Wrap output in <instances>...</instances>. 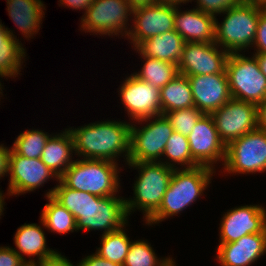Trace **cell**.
Segmentation results:
<instances>
[{
  "instance_id": "cell-46",
  "label": "cell",
  "mask_w": 266,
  "mask_h": 266,
  "mask_svg": "<svg viewBox=\"0 0 266 266\" xmlns=\"http://www.w3.org/2000/svg\"><path fill=\"white\" fill-rule=\"evenodd\" d=\"M243 1L261 8H264L266 6V0H243Z\"/></svg>"
},
{
  "instance_id": "cell-33",
  "label": "cell",
  "mask_w": 266,
  "mask_h": 266,
  "mask_svg": "<svg viewBox=\"0 0 266 266\" xmlns=\"http://www.w3.org/2000/svg\"><path fill=\"white\" fill-rule=\"evenodd\" d=\"M163 115L167 118L174 131L188 137L203 113L194 106L173 110Z\"/></svg>"
},
{
  "instance_id": "cell-14",
  "label": "cell",
  "mask_w": 266,
  "mask_h": 266,
  "mask_svg": "<svg viewBox=\"0 0 266 266\" xmlns=\"http://www.w3.org/2000/svg\"><path fill=\"white\" fill-rule=\"evenodd\" d=\"M187 138L192 158L199 166L217 172L222 169L226 159V145L219 137L211 114H203Z\"/></svg>"
},
{
  "instance_id": "cell-40",
  "label": "cell",
  "mask_w": 266,
  "mask_h": 266,
  "mask_svg": "<svg viewBox=\"0 0 266 266\" xmlns=\"http://www.w3.org/2000/svg\"><path fill=\"white\" fill-rule=\"evenodd\" d=\"M94 1L95 0H58V7L69 8V10L72 9V11L75 10L76 12L77 10L79 12L82 11L83 15Z\"/></svg>"
},
{
  "instance_id": "cell-39",
  "label": "cell",
  "mask_w": 266,
  "mask_h": 266,
  "mask_svg": "<svg viewBox=\"0 0 266 266\" xmlns=\"http://www.w3.org/2000/svg\"><path fill=\"white\" fill-rule=\"evenodd\" d=\"M0 142V181L8 177L9 173V158L11 154V145Z\"/></svg>"
},
{
  "instance_id": "cell-22",
  "label": "cell",
  "mask_w": 266,
  "mask_h": 266,
  "mask_svg": "<svg viewBox=\"0 0 266 266\" xmlns=\"http://www.w3.org/2000/svg\"><path fill=\"white\" fill-rule=\"evenodd\" d=\"M6 11L9 20H12L18 35H22L19 41L24 37L31 41L35 36L40 35V28L46 15V4L43 0H5ZM43 21V22H42Z\"/></svg>"
},
{
  "instance_id": "cell-28",
  "label": "cell",
  "mask_w": 266,
  "mask_h": 266,
  "mask_svg": "<svg viewBox=\"0 0 266 266\" xmlns=\"http://www.w3.org/2000/svg\"><path fill=\"white\" fill-rule=\"evenodd\" d=\"M161 112L194 107L191 86L187 76L179 74L160 89Z\"/></svg>"
},
{
  "instance_id": "cell-47",
  "label": "cell",
  "mask_w": 266,
  "mask_h": 266,
  "mask_svg": "<svg viewBox=\"0 0 266 266\" xmlns=\"http://www.w3.org/2000/svg\"><path fill=\"white\" fill-rule=\"evenodd\" d=\"M3 82V83H2ZM3 90H6L5 88H4V80L0 77V103L2 104V102L4 101V96H6L7 94H3L4 93V91ZM4 95V96H3ZM3 101H2V100ZM0 104V105H1Z\"/></svg>"
},
{
  "instance_id": "cell-2",
  "label": "cell",
  "mask_w": 266,
  "mask_h": 266,
  "mask_svg": "<svg viewBox=\"0 0 266 266\" xmlns=\"http://www.w3.org/2000/svg\"><path fill=\"white\" fill-rule=\"evenodd\" d=\"M109 118L67 128L73 136L77 158L107 160L124 167L130 154L131 122L121 117Z\"/></svg>"
},
{
  "instance_id": "cell-36",
  "label": "cell",
  "mask_w": 266,
  "mask_h": 266,
  "mask_svg": "<svg viewBox=\"0 0 266 266\" xmlns=\"http://www.w3.org/2000/svg\"><path fill=\"white\" fill-rule=\"evenodd\" d=\"M28 264L10 245H0V266H25Z\"/></svg>"
},
{
  "instance_id": "cell-17",
  "label": "cell",
  "mask_w": 266,
  "mask_h": 266,
  "mask_svg": "<svg viewBox=\"0 0 266 266\" xmlns=\"http://www.w3.org/2000/svg\"><path fill=\"white\" fill-rule=\"evenodd\" d=\"M228 55L229 53L215 42H185L177 65L179 74L195 76L222 73Z\"/></svg>"
},
{
  "instance_id": "cell-34",
  "label": "cell",
  "mask_w": 266,
  "mask_h": 266,
  "mask_svg": "<svg viewBox=\"0 0 266 266\" xmlns=\"http://www.w3.org/2000/svg\"><path fill=\"white\" fill-rule=\"evenodd\" d=\"M243 0H191V4L204 13L217 16L225 10L239 5ZM194 2V3H192ZM196 2V3H195Z\"/></svg>"
},
{
  "instance_id": "cell-3",
  "label": "cell",
  "mask_w": 266,
  "mask_h": 266,
  "mask_svg": "<svg viewBox=\"0 0 266 266\" xmlns=\"http://www.w3.org/2000/svg\"><path fill=\"white\" fill-rule=\"evenodd\" d=\"M217 171L206 166L174 169L159 209L143 224L154 229L166 220L179 217L186 209H191L198 200L207 197V192ZM207 191V192H206ZM205 194V195H204ZM205 196V197H204ZM179 215V216H178Z\"/></svg>"
},
{
  "instance_id": "cell-6",
  "label": "cell",
  "mask_w": 266,
  "mask_h": 266,
  "mask_svg": "<svg viewBox=\"0 0 266 266\" xmlns=\"http://www.w3.org/2000/svg\"><path fill=\"white\" fill-rule=\"evenodd\" d=\"M259 18L260 7L244 1L225 10L215 16V43L229 54L250 53Z\"/></svg>"
},
{
  "instance_id": "cell-38",
  "label": "cell",
  "mask_w": 266,
  "mask_h": 266,
  "mask_svg": "<svg viewBox=\"0 0 266 266\" xmlns=\"http://www.w3.org/2000/svg\"><path fill=\"white\" fill-rule=\"evenodd\" d=\"M63 254V255H62ZM75 263V264H74ZM38 266H80L79 260L78 262H72L68 256H65V253L58 251L52 257L37 263Z\"/></svg>"
},
{
  "instance_id": "cell-1",
  "label": "cell",
  "mask_w": 266,
  "mask_h": 266,
  "mask_svg": "<svg viewBox=\"0 0 266 266\" xmlns=\"http://www.w3.org/2000/svg\"><path fill=\"white\" fill-rule=\"evenodd\" d=\"M43 197L52 196L75 216L78 232L104 235L121 229L129 222L125 209V195L99 197L88 192L73 190L60 180Z\"/></svg>"
},
{
  "instance_id": "cell-24",
  "label": "cell",
  "mask_w": 266,
  "mask_h": 266,
  "mask_svg": "<svg viewBox=\"0 0 266 266\" xmlns=\"http://www.w3.org/2000/svg\"><path fill=\"white\" fill-rule=\"evenodd\" d=\"M75 157L73 136L65 127L49 137L40 159L59 178Z\"/></svg>"
},
{
  "instance_id": "cell-37",
  "label": "cell",
  "mask_w": 266,
  "mask_h": 266,
  "mask_svg": "<svg viewBox=\"0 0 266 266\" xmlns=\"http://www.w3.org/2000/svg\"><path fill=\"white\" fill-rule=\"evenodd\" d=\"M88 254V255H87ZM85 256L82 254L79 260L80 266H122L107 259L100 257L97 253H87Z\"/></svg>"
},
{
  "instance_id": "cell-30",
  "label": "cell",
  "mask_w": 266,
  "mask_h": 266,
  "mask_svg": "<svg viewBox=\"0 0 266 266\" xmlns=\"http://www.w3.org/2000/svg\"><path fill=\"white\" fill-rule=\"evenodd\" d=\"M148 239H134L130 244L123 266H177L176 258L172 255L159 256ZM174 258V259H173Z\"/></svg>"
},
{
  "instance_id": "cell-20",
  "label": "cell",
  "mask_w": 266,
  "mask_h": 266,
  "mask_svg": "<svg viewBox=\"0 0 266 266\" xmlns=\"http://www.w3.org/2000/svg\"><path fill=\"white\" fill-rule=\"evenodd\" d=\"M38 223H24L20 225L13 237L16 251L28 264H37L58 252V249L50 248L47 242V234L43 221ZM28 257V258H27Z\"/></svg>"
},
{
  "instance_id": "cell-23",
  "label": "cell",
  "mask_w": 266,
  "mask_h": 266,
  "mask_svg": "<svg viewBox=\"0 0 266 266\" xmlns=\"http://www.w3.org/2000/svg\"><path fill=\"white\" fill-rule=\"evenodd\" d=\"M14 29L5 26L4 23L0 26V77L7 81L11 78L17 80L19 76L23 75L26 61L29 59L27 50L19 41V36ZM25 47V48H24ZM23 72V73H22ZM17 77V78H16Z\"/></svg>"
},
{
  "instance_id": "cell-19",
  "label": "cell",
  "mask_w": 266,
  "mask_h": 266,
  "mask_svg": "<svg viewBox=\"0 0 266 266\" xmlns=\"http://www.w3.org/2000/svg\"><path fill=\"white\" fill-rule=\"evenodd\" d=\"M194 106L203 114H212L232 97L226 71L210 75L187 76Z\"/></svg>"
},
{
  "instance_id": "cell-5",
  "label": "cell",
  "mask_w": 266,
  "mask_h": 266,
  "mask_svg": "<svg viewBox=\"0 0 266 266\" xmlns=\"http://www.w3.org/2000/svg\"><path fill=\"white\" fill-rule=\"evenodd\" d=\"M121 164L107 160L83 159L76 160L64 171L59 180L67 187L106 197L119 195L123 192ZM121 177V178H120Z\"/></svg>"
},
{
  "instance_id": "cell-26",
  "label": "cell",
  "mask_w": 266,
  "mask_h": 266,
  "mask_svg": "<svg viewBox=\"0 0 266 266\" xmlns=\"http://www.w3.org/2000/svg\"><path fill=\"white\" fill-rule=\"evenodd\" d=\"M140 59V69L131 71L138 79L161 89L179 75L178 66L174 63L161 61L156 58L144 56L137 48L132 49ZM142 66V67H141Z\"/></svg>"
},
{
  "instance_id": "cell-9",
  "label": "cell",
  "mask_w": 266,
  "mask_h": 266,
  "mask_svg": "<svg viewBox=\"0 0 266 266\" xmlns=\"http://www.w3.org/2000/svg\"><path fill=\"white\" fill-rule=\"evenodd\" d=\"M174 130L164 115L131 122L128 163L161 162L169 137Z\"/></svg>"
},
{
  "instance_id": "cell-15",
  "label": "cell",
  "mask_w": 266,
  "mask_h": 266,
  "mask_svg": "<svg viewBox=\"0 0 266 266\" xmlns=\"http://www.w3.org/2000/svg\"><path fill=\"white\" fill-rule=\"evenodd\" d=\"M221 141L226 147L258 127L257 105L231 98L211 114Z\"/></svg>"
},
{
  "instance_id": "cell-7",
  "label": "cell",
  "mask_w": 266,
  "mask_h": 266,
  "mask_svg": "<svg viewBox=\"0 0 266 266\" xmlns=\"http://www.w3.org/2000/svg\"><path fill=\"white\" fill-rule=\"evenodd\" d=\"M79 19L82 33L125 40L131 29L132 9L126 0H95Z\"/></svg>"
},
{
  "instance_id": "cell-16",
  "label": "cell",
  "mask_w": 266,
  "mask_h": 266,
  "mask_svg": "<svg viewBox=\"0 0 266 266\" xmlns=\"http://www.w3.org/2000/svg\"><path fill=\"white\" fill-rule=\"evenodd\" d=\"M175 5L154 2L132 10L130 33L125 40L136 48L146 39L174 30Z\"/></svg>"
},
{
  "instance_id": "cell-25",
  "label": "cell",
  "mask_w": 266,
  "mask_h": 266,
  "mask_svg": "<svg viewBox=\"0 0 266 266\" xmlns=\"http://www.w3.org/2000/svg\"><path fill=\"white\" fill-rule=\"evenodd\" d=\"M184 44L183 38L175 30H171L146 39L136 48L144 56L178 65Z\"/></svg>"
},
{
  "instance_id": "cell-11",
  "label": "cell",
  "mask_w": 266,
  "mask_h": 266,
  "mask_svg": "<svg viewBox=\"0 0 266 266\" xmlns=\"http://www.w3.org/2000/svg\"><path fill=\"white\" fill-rule=\"evenodd\" d=\"M128 74V75H127ZM122 77L117 90L121 110L129 122L162 115L160 89L138 79L132 73ZM122 107L124 109H122ZM128 116V117H127Z\"/></svg>"
},
{
  "instance_id": "cell-31",
  "label": "cell",
  "mask_w": 266,
  "mask_h": 266,
  "mask_svg": "<svg viewBox=\"0 0 266 266\" xmlns=\"http://www.w3.org/2000/svg\"><path fill=\"white\" fill-rule=\"evenodd\" d=\"M162 163L174 169L199 166L192 158L187 136L176 131L173 132L166 143Z\"/></svg>"
},
{
  "instance_id": "cell-27",
  "label": "cell",
  "mask_w": 266,
  "mask_h": 266,
  "mask_svg": "<svg viewBox=\"0 0 266 266\" xmlns=\"http://www.w3.org/2000/svg\"><path fill=\"white\" fill-rule=\"evenodd\" d=\"M46 202L41 209L39 218L43 221L47 233L61 236L78 232L75 216L52 196L44 197Z\"/></svg>"
},
{
  "instance_id": "cell-4",
  "label": "cell",
  "mask_w": 266,
  "mask_h": 266,
  "mask_svg": "<svg viewBox=\"0 0 266 266\" xmlns=\"http://www.w3.org/2000/svg\"><path fill=\"white\" fill-rule=\"evenodd\" d=\"M125 169L136 170L132 196L125 195L126 213L131 219L134 212H141L144 224L161 206L164 194L169 187L174 168L161 162L127 163Z\"/></svg>"
},
{
  "instance_id": "cell-44",
  "label": "cell",
  "mask_w": 266,
  "mask_h": 266,
  "mask_svg": "<svg viewBox=\"0 0 266 266\" xmlns=\"http://www.w3.org/2000/svg\"><path fill=\"white\" fill-rule=\"evenodd\" d=\"M1 189H2V187L0 188V219H2V216L4 215V213H6V212H4L6 209V200L8 198L10 199L8 191L5 190V192H4Z\"/></svg>"
},
{
  "instance_id": "cell-42",
  "label": "cell",
  "mask_w": 266,
  "mask_h": 266,
  "mask_svg": "<svg viewBox=\"0 0 266 266\" xmlns=\"http://www.w3.org/2000/svg\"><path fill=\"white\" fill-rule=\"evenodd\" d=\"M252 54L259 65L260 71L266 77V54L265 53H250Z\"/></svg>"
},
{
  "instance_id": "cell-13",
  "label": "cell",
  "mask_w": 266,
  "mask_h": 266,
  "mask_svg": "<svg viewBox=\"0 0 266 266\" xmlns=\"http://www.w3.org/2000/svg\"><path fill=\"white\" fill-rule=\"evenodd\" d=\"M7 191L10 197H19L42 189L49 181L57 184L59 178L41 161L29 159L11 151ZM42 187V188H41Z\"/></svg>"
},
{
  "instance_id": "cell-43",
  "label": "cell",
  "mask_w": 266,
  "mask_h": 266,
  "mask_svg": "<svg viewBox=\"0 0 266 266\" xmlns=\"http://www.w3.org/2000/svg\"><path fill=\"white\" fill-rule=\"evenodd\" d=\"M132 10L153 4L154 0H126Z\"/></svg>"
},
{
  "instance_id": "cell-18",
  "label": "cell",
  "mask_w": 266,
  "mask_h": 266,
  "mask_svg": "<svg viewBox=\"0 0 266 266\" xmlns=\"http://www.w3.org/2000/svg\"><path fill=\"white\" fill-rule=\"evenodd\" d=\"M215 250L213 261L219 266H253L266 255V233L249 234L231 243H218Z\"/></svg>"
},
{
  "instance_id": "cell-12",
  "label": "cell",
  "mask_w": 266,
  "mask_h": 266,
  "mask_svg": "<svg viewBox=\"0 0 266 266\" xmlns=\"http://www.w3.org/2000/svg\"><path fill=\"white\" fill-rule=\"evenodd\" d=\"M225 211L217 227L218 243H231L242 236L266 233L265 204H241Z\"/></svg>"
},
{
  "instance_id": "cell-29",
  "label": "cell",
  "mask_w": 266,
  "mask_h": 266,
  "mask_svg": "<svg viewBox=\"0 0 266 266\" xmlns=\"http://www.w3.org/2000/svg\"><path fill=\"white\" fill-rule=\"evenodd\" d=\"M130 221L121 229L100 235L99 247H95V253L100 257L123 266L132 238L129 236Z\"/></svg>"
},
{
  "instance_id": "cell-48",
  "label": "cell",
  "mask_w": 266,
  "mask_h": 266,
  "mask_svg": "<svg viewBox=\"0 0 266 266\" xmlns=\"http://www.w3.org/2000/svg\"><path fill=\"white\" fill-rule=\"evenodd\" d=\"M25 266H38L37 264H26Z\"/></svg>"
},
{
  "instance_id": "cell-10",
  "label": "cell",
  "mask_w": 266,
  "mask_h": 266,
  "mask_svg": "<svg viewBox=\"0 0 266 266\" xmlns=\"http://www.w3.org/2000/svg\"><path fill=\"white\" fill-rule=\"evenodd\" d=\"M225 71L233 99L258 106L266 98V77L252 54H229Z\"/></svg>"
},
{
  "instance_id": "cell-41",
  "label": "cell",
  "mask_w": 266,
  "mask_h": 266,
  "mask_svg": "<svg viewBox=\"0 0 266 266\" xmlns=\"http://www.w3.org/2000/svg\"><path fill=\"white\" fill-rule=\"evenodd\" d=\"M258 128L266 131V98L257 106Z\"/></svg>"
},
{
  "instance_id": "cell-35",
  "label": "cell",
  "mask_w": 266,
  "mask_h": 266,
  "mask_svg": "<svg viewBox=\"0 0 266 266\" xmlns=\"http://www.w3.org/2000/svg\"><path fill=\"white\" fill-rule=\"evenodd\" d=\"M251 50H253V52L250 53L266 54V11L261 7L256 36Z\"/></svg>"
},
{
  "instance_id": "cell-32",
  "label": "cell",
  "mask_w": 266,
  "mask_h": 266,
  "mask_svg": "<svg viewBox=\"0 0 266 266\" xmlns=\"http://www.w3.org/2000/svg\"><path fill=\"white\" fill-rule=\"evenodd\" d=\"M45 129L32 127L25 129L15 137L11 145V149L18 155L34 159L41 158L43 149L54 132H46Z\"/></svg>"
},
{
  "instance_id": "cell-8",
  "label": "cell",
  "mask_w": 266,
  "mask_h": 266,
  "mask_svg": "<svg viewBox=\"0 0 266 266\" xmlns=\"http://www.w3.org/2000/svg\"><path fill=\"white\" fill-rule=\"evenodd\" d=\"M256 173H266V131L258 127L226 147V159L218 176H255Z\"/></svg>"
},
{
  "instance_id": "cell-45",
  "label": "cell",
  "mask_w": 266,
  "mask_h": 266,
  "mask_svg": "<svg viewBox=\"0 0 266 266\" xmlns=\"http://www.w3.org/2000/svg\"><path fill=\"white\" fill-rule=\"evenodd\" d=\"M154 2L161 4H171L176 6H186L191 3V0H154Z\"/></svg>"
},
{
  "instance_id": "cell-21",
  "label": "cell",
  "mask_w": 266,
  "mask_h": 266,
  "mask_svg": "<svg viewBox=\"0 0 266 266\" xmlns=\"http://www.w3.org/2000/svg\"><path fill=\"white\" fill-rule=\"evenodd\" d=\"M174 30L185 42L213 43L215 42V16L204 13L196 7L189 9L175 5Z\"/></svg>"
}]
</instances>
